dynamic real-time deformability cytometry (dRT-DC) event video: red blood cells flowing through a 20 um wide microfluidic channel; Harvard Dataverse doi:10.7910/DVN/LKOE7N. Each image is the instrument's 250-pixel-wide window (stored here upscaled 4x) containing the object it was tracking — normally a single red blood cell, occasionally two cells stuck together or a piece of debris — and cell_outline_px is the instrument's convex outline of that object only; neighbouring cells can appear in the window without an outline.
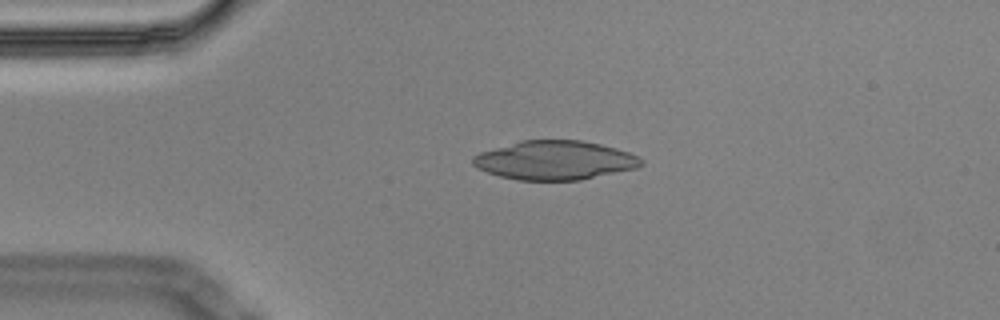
{"species": "Egyptian fruit bat (a non-hibernating species)", "species_latin": "Rousettus aegyptiacus", "temperature_condition": "cold", "stored_images_in_passage": 2, "camera_frame_rate_fps": 3000, "um_per_image_px": 0.085, "animal": {"sex": "male"}, "frame": {"image": 1, "passage_image": 1, "time_ms": 0.0, "image_size_px": [1000, 320], "cell_outline_px": [[644, 164], [636, 168], [580, 180], [516, 180], [500, 176], [476, 168], [472, 164], [472, 156], [480, 152], [520, 140], [580, 140], [600, 144], [616, 148], [628, 152], [644, 160]], "centroid_in_image_um": [47.13, 13.62], "position_along_channel_um": 37.9, "area_um2": 38.21}}